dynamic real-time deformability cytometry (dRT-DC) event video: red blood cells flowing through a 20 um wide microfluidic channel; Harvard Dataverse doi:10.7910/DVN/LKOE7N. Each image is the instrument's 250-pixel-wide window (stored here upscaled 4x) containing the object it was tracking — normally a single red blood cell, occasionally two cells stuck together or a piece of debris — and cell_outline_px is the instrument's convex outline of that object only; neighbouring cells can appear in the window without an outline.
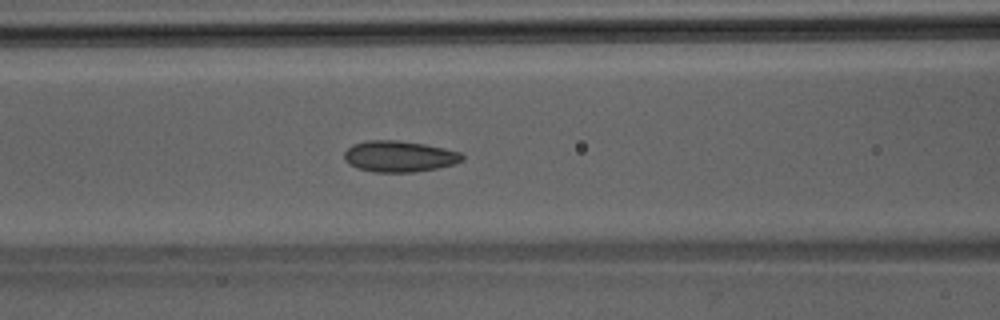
{"species": "Egyptian fruit bat (a non-hibernating species)", "species_latin": "Rousettus aegyptiacus", "temperature_condition": "room temperature", "stored_images_in_passage": 46, "camera_frame_rate_fps": 3000, "um_per_image_px": 0.085, "animal": {"sex": "male"}, "frame": {"image": 1, "passage_image": 19, "time_ms": 6.0, "image_size_px": [1000, 320], "cell_outline_px": [[464, 160], [456, 164], [436, 168], [412, 172], [372, 172], [348, 164], [344, 160], [344, 152], [352, 144], [368, 140], [400, 140], [424, 144], [444, 148], [460, 152], [464, 156]], "centroid_in_image_um": [33.94, 13.28], "position_along_channel_um": 132.7, "area_um2": 21.5}}
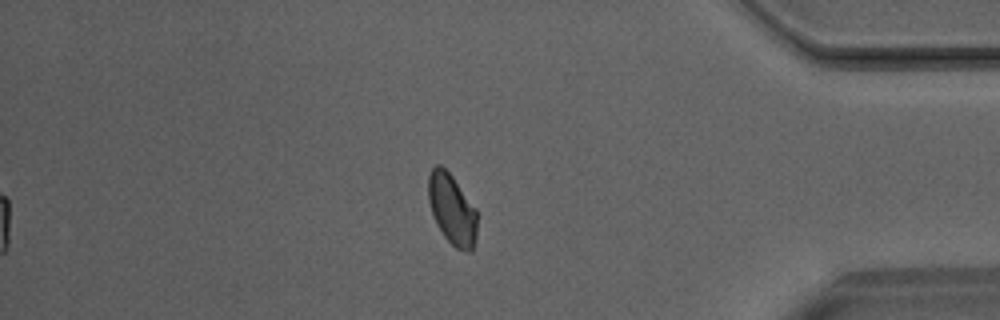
{"frame": {"image": 2, "passage_image": 39, "time_ms": 12.667, "image_size_px": [1000, 320], "cell_outline_px": [[476, 236], [472, 252], [468, 252], [456, 248], [444, 236], [436, 224], [428, 200], [428, 176], [432, 168], [436, 164], [440, 164], [452, 176], [476, 208]], "centroid_in_image_um": [38.41, 17.79], "position_along_channel_um": 396.8, "area_um2": 20.0}}
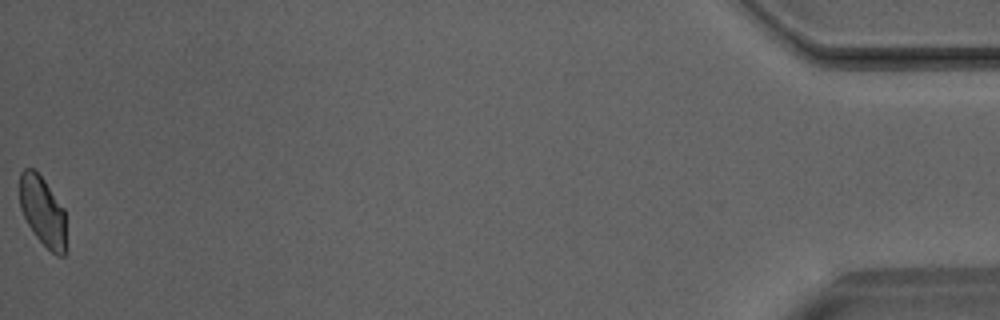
{"frame": {"image": 3, "passage_image": 46, "time_ms": 15.0, "image_size_px": [1000, 320], "cell_outline_px": [[64, 256], [56, 256], [36, 236], [28, 224], [20, 208], [20, 172], [24, 168], [32, 168], [44, 180], [64, 208]], "centroid_in_image_um": [3.6, 17.93], "position_along_channel_um": 431.6, "area_um2": 18.38}}